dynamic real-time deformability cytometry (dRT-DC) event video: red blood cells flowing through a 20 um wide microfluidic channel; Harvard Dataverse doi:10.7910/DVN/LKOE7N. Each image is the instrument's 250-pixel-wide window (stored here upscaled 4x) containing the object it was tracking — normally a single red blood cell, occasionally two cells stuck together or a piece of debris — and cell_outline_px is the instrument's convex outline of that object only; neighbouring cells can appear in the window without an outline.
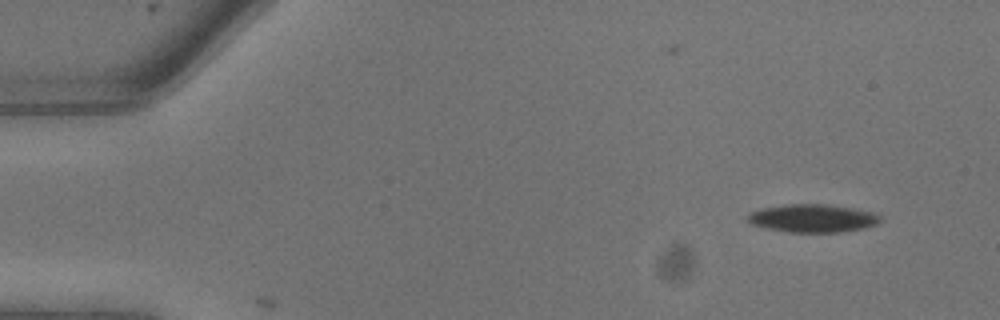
{"species": "common noctule bat (a hibernating species)", "species_latin": "Nyctalus noctula", "temperature_condition": "warm", "stored_images_in_passage": 2, "camera_frame_rate_fps": 3000, "um_per_image_px": 0.085, "animal": {"sex": "male", "body_mass_g": 13.3}, "frame": {"image": 1, "passage_image": 1, "time_ms": 0.0, "image_size_px": [1000, 320], "cell_outline_px": [[880, 220], [876, 224], [864, 228], [840, 232], [788, 232], [768, 228], [752, 224], [748, 220], [748, 216], [752, 212], [760, 208], [784, 204], [828, 204], [876, 212], [880, 216]], "centroid_in_image_um": [69.1, 18.54], "position_along_channel_um": 15.9, "area_um2": 21.62}}